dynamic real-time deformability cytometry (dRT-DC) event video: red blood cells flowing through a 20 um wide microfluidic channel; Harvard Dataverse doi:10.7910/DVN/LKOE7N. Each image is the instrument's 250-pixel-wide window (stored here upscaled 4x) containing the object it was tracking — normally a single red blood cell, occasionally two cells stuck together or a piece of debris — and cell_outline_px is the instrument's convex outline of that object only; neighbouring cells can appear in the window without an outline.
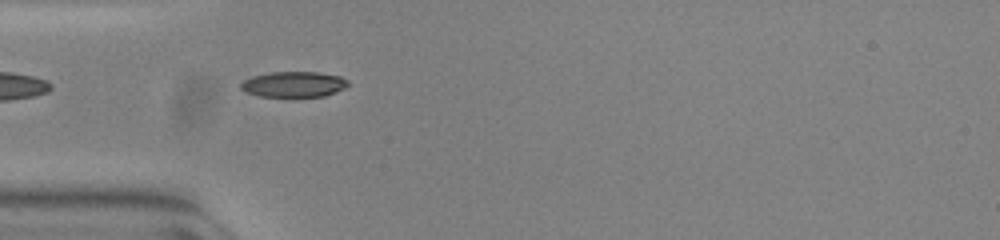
{"species": "common noctule bat (a hibernating species)", "species_latin": "Nyctalus noctula", "temperature_condition": "warm", "stored_images_in_passage": 38, "camera_frame_rate_fps": 3000, "um_per_image_px": 0.085, "animal": {"sex": "female", "body_mass_g": 23.0, "forearm_length_mm": 53.4}, "frame": {"image": 1, "passage_image": 1, "time_ms": 0.0, "image_size_px": [1000, 240], "cell_outline_px": [[352, 84], [344, 88], [324, 96], [260, 96], [244, 92], [240, 88], [240, 84], [244, 80], [252, 76], [272, 72], [316, 72], [340, 76], [348, 80]], "centroid_in_image_um": [24.97, 7.16], "position_along_channel_um": 60.0, "area_um2": 15.95}}
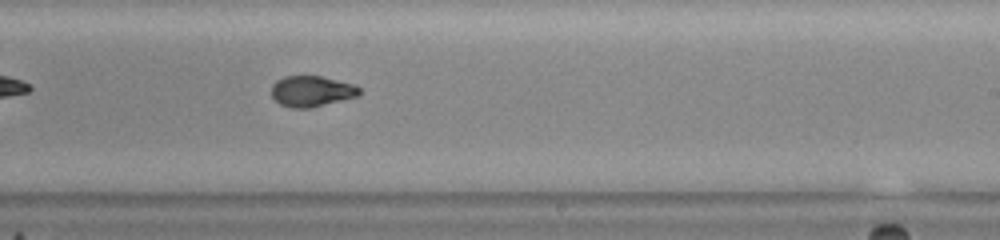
{"frame": {"image": 2, "passage_image": 17, "time_ms": 5.333, "image_size_px": [1000, 240], "cell_outline_px": [[360, 92], [356, 96], [312, 108], [292, 108], [280, 104], [272, 96], [272, 84], [276, 80], [284, 76], [320, 76], [352, 84], [360, 88]], "centroid_in_image_um": [26.45, 7.76], "position_along_channel_um": 262.6, "area_um2": 15.61}}
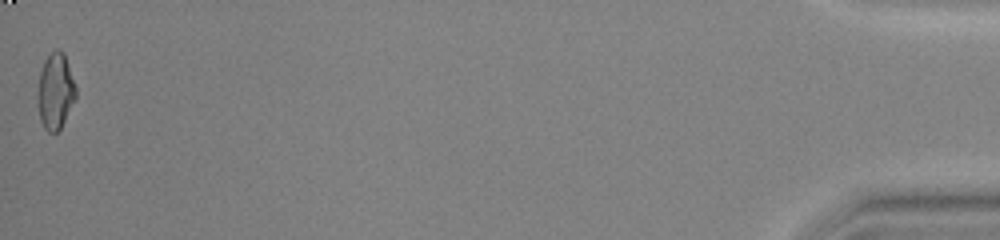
{"frame": {"image": 3, "passage_image": 38, "time_ms": 12.333, "image_size_px": [1000, 240], "cell_outline_px": [[76, 96], [60, 128], [56, 132], [48, 132], [44, 128], [40, 120], [36, 96], [40, 72], [44, 60], [56, 48], [60, 48], [64, 52], [76, 88]], "centroid_in_image_um": [4.68, 7.73], "position_along_channel_um": 430.5, "area_um2": 16.88}, "authors_computed_cell_mechanics": {"area_um2": 16.4152, "velocity_mm_per_s": 3.8378, "shape_relaxation_time_tau1_ms": 7.8405, "shape_relaxation_time_tau2_ms": 1.5696, "deformation_change_tau1": 0.2392, "deformation_change_tau2": 0.0477}}